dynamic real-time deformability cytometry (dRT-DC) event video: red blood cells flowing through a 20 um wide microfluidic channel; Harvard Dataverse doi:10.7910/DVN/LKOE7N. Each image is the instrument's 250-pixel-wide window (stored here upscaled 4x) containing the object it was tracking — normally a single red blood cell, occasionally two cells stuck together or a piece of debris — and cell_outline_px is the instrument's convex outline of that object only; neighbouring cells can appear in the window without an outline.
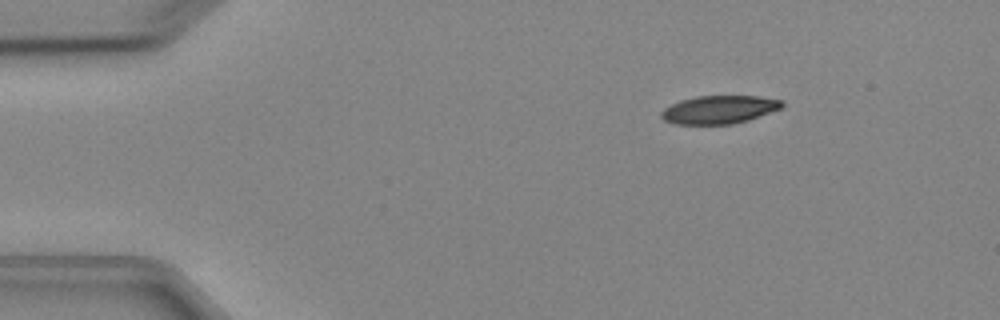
{"species": "Egyptian fruit bat (a non-hibernating species)", "species_latin": "Rousettus aegyptiacus", "temperature_condition": "cold", "stored_images_in_passage": 3, "camera_frame_rate_fps": 3000, "um_per_image_px": 0.085, "animal": {"sex": "female"}, "frame": {"image": 1, "passage_image": 1, "time_ms": 0.0, "image_size_px": [1000, 320], "cell_outline_px": [[784, 108], [748, 120], [732, 124], [672, 124], [664, 120], [660, 116], [660, 112], [664, 108], [680, 100], [696, 96], [760, 96], [784, 100]], "centroid_in_image_um": [61.16, 9.31], "position_along_channel_um": 23.8, "area_um2": 20.06}}